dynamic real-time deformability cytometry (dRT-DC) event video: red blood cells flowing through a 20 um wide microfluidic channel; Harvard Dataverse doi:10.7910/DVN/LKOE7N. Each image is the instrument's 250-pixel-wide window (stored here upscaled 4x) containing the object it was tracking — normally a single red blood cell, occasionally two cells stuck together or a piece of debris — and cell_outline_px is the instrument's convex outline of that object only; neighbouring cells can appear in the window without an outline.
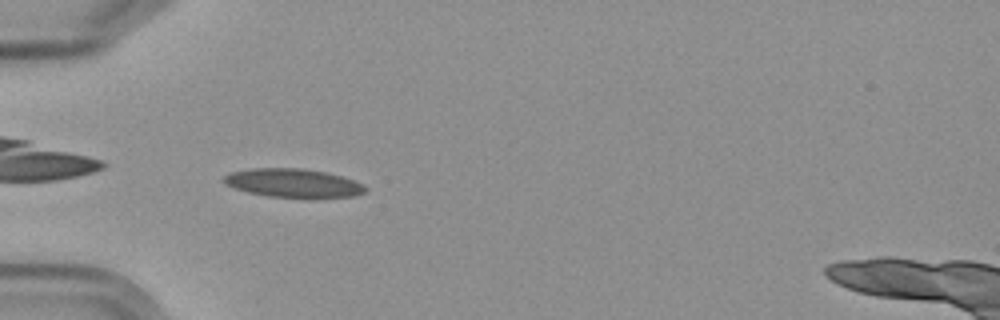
{"species": "Egyptian fruit bat (a non-hibernating species)", "species_latin": "Rousettus aegyptiacus", "temperature_condition": "cold", "stored_images_in_passage": 5, "camera_frame_rate_fps": 3000, "um_per_image_px": 0.085, "frame": {"image": 1, "passage_image": 4, "time_ms": 4.333, "image_size_px": [1000, 320], "cell_outline_px": [[368, 188], [364, 192], [352, 196], [268, 196], [248, 192], [236, 188], [220, 180], [224, 176], [232, 172], [252, 168], [300, 168], [324, 172], [340, 176], [364, 184]], "centroid_in_image_um": [24.89, 15.53], "position_along_channel_um": 60.1, "area_um2": 22.83}}